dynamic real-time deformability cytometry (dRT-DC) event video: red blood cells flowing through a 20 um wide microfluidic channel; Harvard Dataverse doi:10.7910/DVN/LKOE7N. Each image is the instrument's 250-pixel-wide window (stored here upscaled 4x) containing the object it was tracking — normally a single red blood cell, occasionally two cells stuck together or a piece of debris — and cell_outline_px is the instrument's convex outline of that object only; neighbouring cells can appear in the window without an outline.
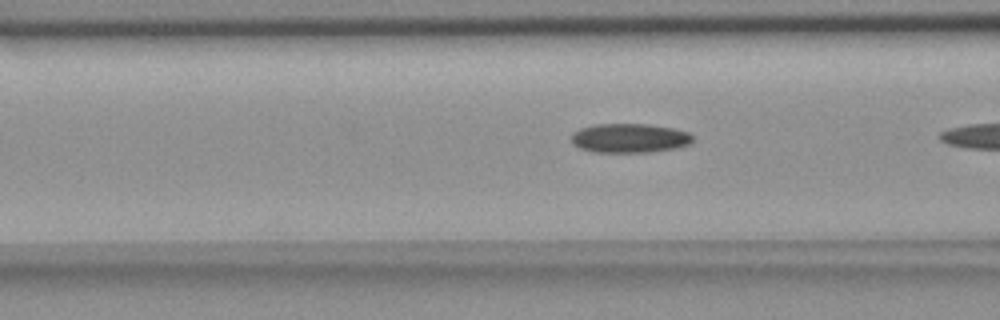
{"species": "common noctule bat (a hibernating species)", "species_latin": "Nyctalus noctula", "temperature_condition": "room temperature", "stored_images_in_passage": 6, "camera_frame_rate_fps": 3000, "um_per_image_px": 0.085, "animal": {"sex": "female", "body_mass_g": 18.4}, "frame": {"image": 1, "passage_image": 5, "time_ms": 1.333, "image_size_px": [1000, 320], "cell_outline_px": [[692, 140], [688, 144], [676, 148], [648, 152], [592, 152], [580, 148], [572, 144], [572, 132], [580, 128], [596, 124], [648, 124], [672, 128], [688, 132], [692, 136]], "centroid_in_image_um": [53.47, 11.74], "position_along_channel_um": 113.1, "area_um2": 20.63}}